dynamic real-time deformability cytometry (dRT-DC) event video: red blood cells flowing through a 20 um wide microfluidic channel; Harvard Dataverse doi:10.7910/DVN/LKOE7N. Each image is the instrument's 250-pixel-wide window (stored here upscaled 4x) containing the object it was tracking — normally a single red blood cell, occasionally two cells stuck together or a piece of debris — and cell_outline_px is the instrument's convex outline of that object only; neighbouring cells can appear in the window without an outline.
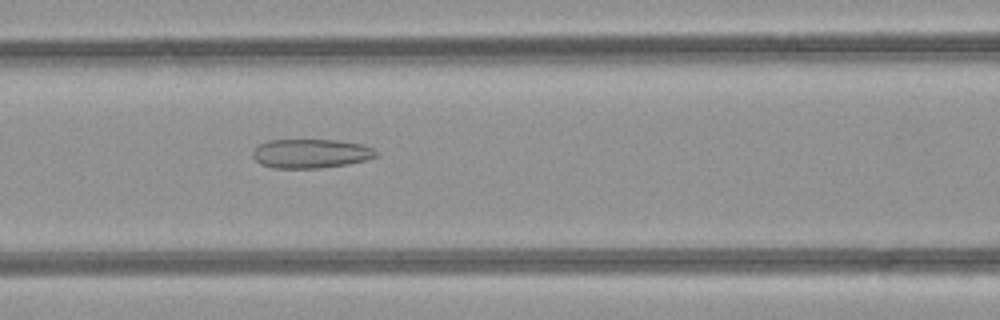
{"species": "common noctule bat (a hibernating species)", "species_latin": "Nyctalus noctula", "temperature_condition": "room temperature", "stored_images_in_passage": 44, "camera_frame_rate_fps": 3000, "um_per_image_px": 0.085, "animal": {"sex": "female", "body_mass_g": 21.9}, "frame": {"image": 1, "passage_image": 17, "time_ms": 5.333, "image_size_px": [1000, 320], "cell_outline_px": [[376, 156], [364, 160], [348, 164], [320, 168], [272, 168], [260, 164], [252, 156], [252, 152], [260, 144], [268, 140], [340, 140], [360, 144], [372, 148], [376, 152]], "centroid_in_image_um": [26.38, 13.05], "position_along_channel_um": 140.2, "area_um2": 20.81}}
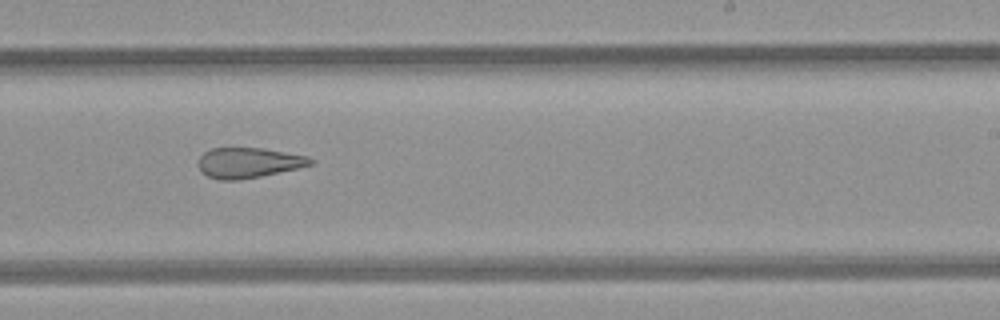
{"frame": {"image": 2, "passage_image": 26, "time_ms": 8.333, "image_size_px": [1000, 320], "cell_outline_px": [[312, 164], [296, 168], [260, 176], [240, 180], [220, 180], [208, 176], [200, 172], [200, 156], [204, 152], [212, 148], [264, 148], [308, 156], [312, 160]], "centroid_in_image_um": [21.1, 13.83], "position_along_channel_um": 267.9, "area_um2": 19.54}}
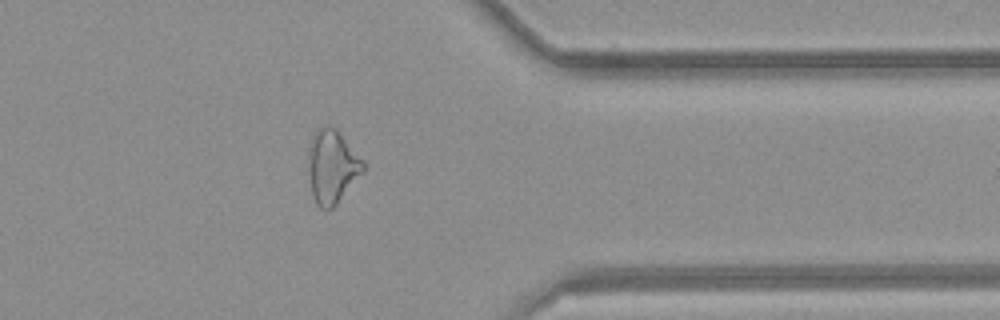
{"frame": {"image": 3, "passage_image": 35, "time_ms": 11.333, "image_size_px": [1000, 320], "cell_outline_px": [[364, 172], [336, 204], [332, 208], [320, 208], [316, 204], [312, 196], [308, 168], [308, 152], [312, 136], [316, 128], [324, 124], [332, 124], [340, 132], [364, 160]], "centroid_in_image_um": [28.22, 14.1], "position_along_channel_um": 383.2, "area_um2": 23.87}, "authors_computed_cell_mechanics": {"area_um2": 23.6402, "velocity_mm_per_s": 4.2623, "shape_relaxation_time_tau1_ms": null, "shape_relaxation_time_tau2_ms": 2.7319, "deformation_change_tau1": null, "deformation_change_tau2": 0.1245}}